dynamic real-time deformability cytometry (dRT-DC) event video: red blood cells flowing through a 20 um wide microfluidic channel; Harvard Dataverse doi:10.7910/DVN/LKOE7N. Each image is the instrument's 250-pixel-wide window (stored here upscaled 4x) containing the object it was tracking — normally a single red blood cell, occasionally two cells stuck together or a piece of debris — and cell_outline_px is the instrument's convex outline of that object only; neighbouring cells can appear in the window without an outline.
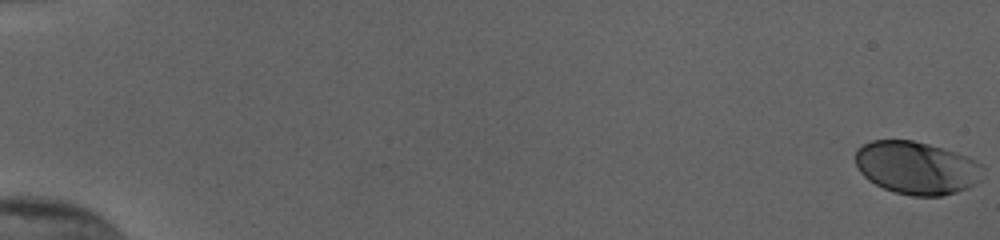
{"species": "human", "species_latin": "Homo sapiens", "temperature_condition": "cold", "stored_images_in_passage": 56, "camera_frame_rate_fps": 3000, "um_per_image_px": 0.085, "donor": {"sex": "female"}, "frame": {"image": 1, "passage_image": 1, "time_ms": 0.0, "image_size_px": [1000, 240], "cell_outline_px": [[984, 168], [980, 180], [968, 188], [956, 192], [940, 196], [912, 196], [896, 192], [884, 188], [868, 180], [860, 172], [856, 164], [856, 148], [872, 140], [912, 140], [928, 144], [956, 152], [980, 164]], "centroid_in_image_um": [77.89, 14.26], "position_along_channel_um": 7.1, "area_um2": 39.07}}
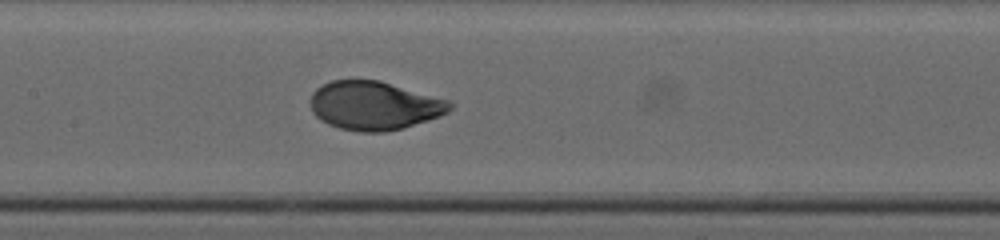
{"frame": {"image": 2, "passage_image": 30, "time_ms": 9.667, "image_size_px": [1000, 240], "cell_outline_px": [[452, 108], [448, 112], [440, 116], [404, 128], [384, 132], [360, 132], [340, 128], [328, 124], [320, 120], [312, 112], [312, 92], [316, 88], [332, 80], [380, 80], [448, 100], [452, 104]], "centroid_in_image_um": [31.82, 8.98], "position_along_channel_um": 175.6, "area_um2": 39.42}}
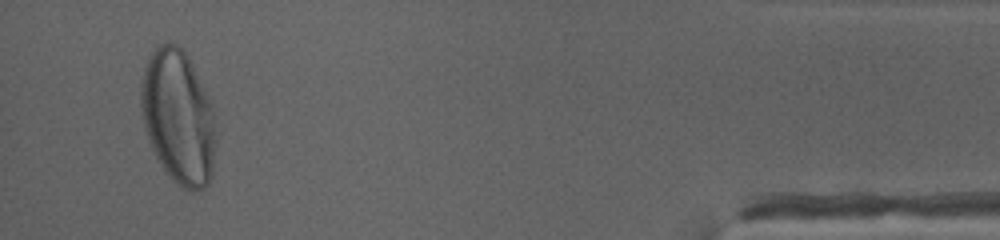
{"frame": {"image": 3, "passage_image": 54, "time_ms": 17.667, "image_size_px": [1000, 240], "cell_outline_px": [[216, 140], [212, 176], [208, 184], [204, 188], [196, 192], [192, 192], [184, 188], [172, 180], [156, 156], [148, 140], [140, 112], [140, 80], [148, 56], [160, 44], [176, 44], [188, 56], [212, 104], [216, 128]], "centroid_in_image_um": [15.15, 9.97], "position_along_channel_um": 420.0, "area_um2": 58.96}, "authors_computed_cell_mechanics": {"area_um2": 39.593, "velocity_mm_per_s": 3.8183, "shape_relaxation_time_tau1_ms": 2.7084, "shape_relaxation_time_tau2_ms": null, "deformation_change_tau1": 0.1673, "deformation_change_tau2": null}}